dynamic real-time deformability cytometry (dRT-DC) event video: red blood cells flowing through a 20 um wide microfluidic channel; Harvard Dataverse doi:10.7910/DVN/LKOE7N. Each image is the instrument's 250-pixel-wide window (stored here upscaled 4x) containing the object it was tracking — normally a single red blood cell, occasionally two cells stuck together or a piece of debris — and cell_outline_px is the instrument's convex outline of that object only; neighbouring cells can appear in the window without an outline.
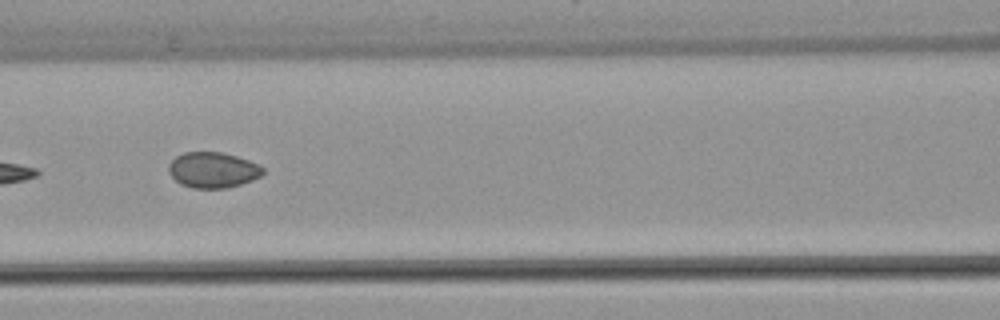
{"species": "common noctule bat (a hibernating species)", "species_latin": "Nyctalus noctula", "temperature_condition": "warm", "stored_images_in_passage": 8, "camera_frame_rate_fps": 3000, "um_per_image_px": 0.085, "animal": {"sex": "female", "body_mass_g": 22.7, "forearm_length_mm": 54.2}, "frame": {"image": 1, "passage_image": 6, "time_ms": 1.667, "image_size_px": [1000, 320], "cell_outline_px": [[264, 172], [260, 176], [252, 180], [228, 188], [192, 188], [180, 184], [168, 172], [168, 164], [176, 156], [184, 152], [220, 152], [236, 156], [260, 164], [264, 168]], "centroid_in_image_um": [18.09, 14.45], "position_along_channel_um": 148.5, "area_um2": 19.65}}
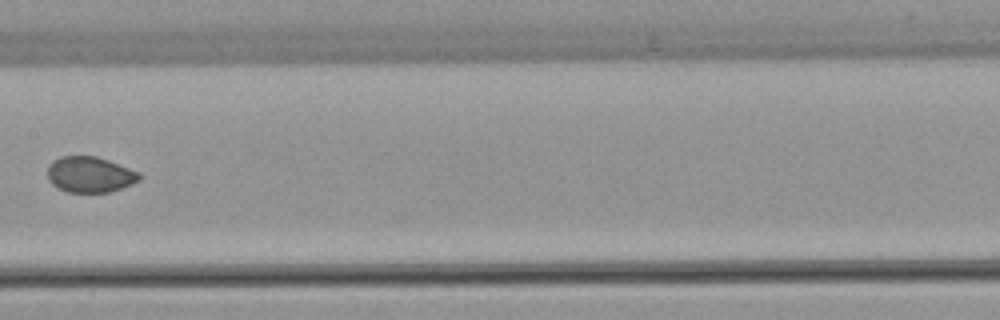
{"frame": {"image": 2, "passage_image": 7, "time_ms": 2.0, "image_size_px": [1000, 320], "cell_outline_px": [[140, 180], [132, 184], [108, 192], [68, 192], [52, 184], [48, 180], [48, 164], [52, 160], [60, 156], [96, 156], [108, 160], [140, 172]], "centroid_in_image_um": [7.63, 14.82], "position_along_channel_um": 199.8, "area_um2": 19.13}}